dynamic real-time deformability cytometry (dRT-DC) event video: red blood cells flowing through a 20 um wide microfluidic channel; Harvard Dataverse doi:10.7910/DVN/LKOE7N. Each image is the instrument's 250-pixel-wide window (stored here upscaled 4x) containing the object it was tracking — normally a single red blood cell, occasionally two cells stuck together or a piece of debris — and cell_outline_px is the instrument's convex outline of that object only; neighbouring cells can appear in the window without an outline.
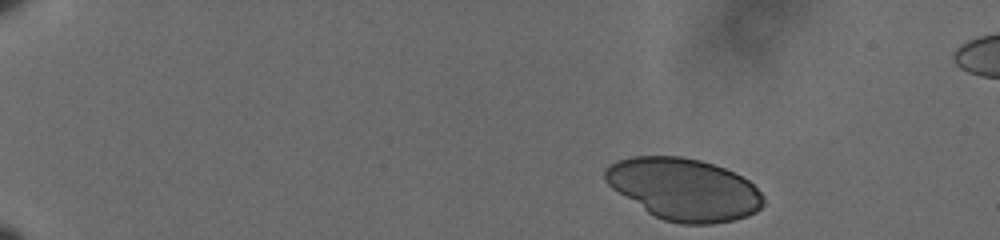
{"species": "human", "species_latin": "Homo sapiens", "temperature_condition": "cold", "stored_images_in_passage": 46, "camera_frame_rate_fps": 3000, "um_per_image_px": 0.085, "donor": {"sex": "male"}, "frame": {"image": 1, "passage_image": 1, "time_ms": 0.0, "image_size_px": [1000, 240], "cell_outline_px": [[764, 204], [756, 212], [748, 216], [732, 220], [712, 224], [680, 224], [664, 220], [648, 212], [612, 188], [604, 180], [604, 168], [616, 160], [632, 156], [680, 156], [700, 160], [724, 168], [748, 180], [764, 196]], "centroid_in_image_um": [58.12, 16.08], "position_along_channel_um": 26.9, "area_um2": 56.99}}